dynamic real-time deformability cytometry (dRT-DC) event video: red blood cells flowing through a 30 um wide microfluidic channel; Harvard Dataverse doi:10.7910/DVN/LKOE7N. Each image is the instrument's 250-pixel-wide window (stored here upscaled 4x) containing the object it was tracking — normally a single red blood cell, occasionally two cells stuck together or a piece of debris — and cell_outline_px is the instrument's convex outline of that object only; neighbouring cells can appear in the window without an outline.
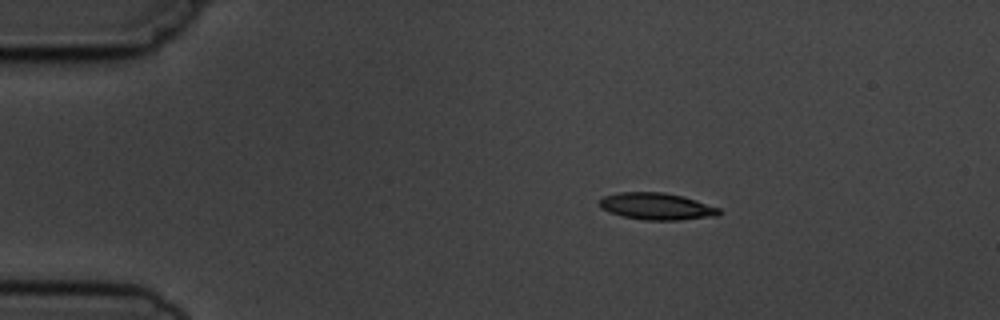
{"species": "common noctule bat (a hibernating species)", "species_latin": "Nyctalus noctula", "temperature_condition": "cold", "stored_images_in_passage": 5, "camera_frame_rate_fps": 3000, "um_per_image_px": 0.085, "animal": {"sex": "male", "body_mass_g": 19.5, "forearm_length_mm": 54.6}, "frame": {"image": 1, "passage_image": 2, "time_ms": 1.0, "image_size_px": [1000, 320], "cell_outline_px": [[724, 212], [716, 216], [680, 220], [644, 220], [624, 216], [600, 208], [600, 200], [604, 196], [620, 192], [664, 192], [684, 196], [720, 208]], "centroid_in_image_um": [55.87, 17.53], "position_along_channel_um": 29.1, "area_um2": 18.73}}
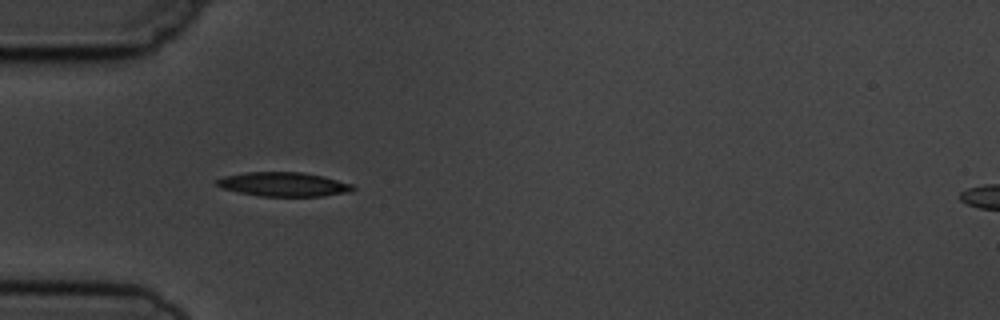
{"frame": {"image": 2, "passage_image": 4, "time_ms": 3.333, "image_size_px": [1000, 320], "cell_outline_px": [[356, 188], [348, 192], [324, 196], [260, 196], [240, 192], [224, 188], [216, 184], [216, 180], [224, 176], [244, 172], [304, 172], [324, 176], [352, 184]], "centroid_in_image_um": [24.13, 15.66], "position_along_channel_um": 60.9, "area_um2": 19.07}}
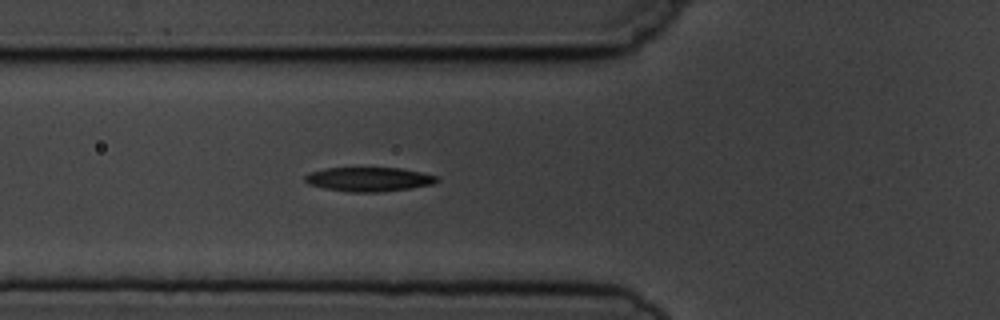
{"frame": {"image": 3, "passage_image": 5, "time_ms": 4.333, "image_size_px": [1000, 320], "cell_outline_px": [[440, 180], [432, 184], [408, 188], [380, 192], [348, 192], [324, 188], [308, 184], [304, 180], [304, 176], [308, 172], [324, 168], [400, 168], [440, 176]], "centroid_in_image_um": [31.32, 15.23], "position_along_channel_um": 94.5, "area_um2": 18.67}}